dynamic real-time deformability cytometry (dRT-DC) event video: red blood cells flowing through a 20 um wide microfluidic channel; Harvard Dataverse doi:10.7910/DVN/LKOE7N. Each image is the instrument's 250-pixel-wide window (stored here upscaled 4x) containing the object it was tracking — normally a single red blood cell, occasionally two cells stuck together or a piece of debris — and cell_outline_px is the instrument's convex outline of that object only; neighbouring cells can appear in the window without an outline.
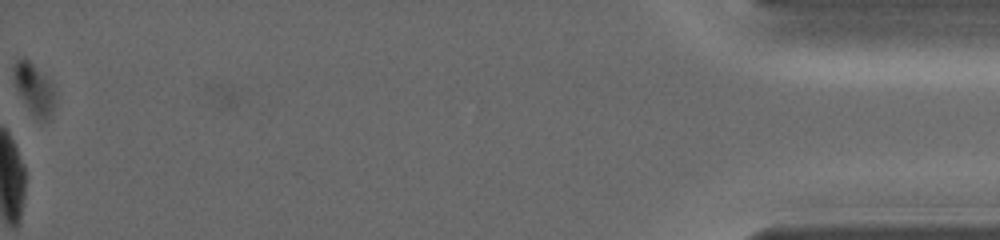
{"species": "common noctule bat (a hibernating species)", "species_latin": "Nyctalus noctula", "temperature_condition": "warm", "stored_images_in_passage": 62, "camera_frame_rate_fps": 5000, "um_per_image_px": 0.085, "animal": {"sex": "female", "body_mass_g": 19.0, "forearm_length_mm": 56.7}, "frame": {"image": 1, "passage_image": 62, "time_ms": 17.8, "image_size_px": [1000, 240], "cell_outline_px": [[52, 108], [48, 116], [44, 120], [36, 120], [28, 108], [16, 88], [12, 76], [12, 68], [16, 60], [24, 56], [52, 84]], "centroid_in_image_um": [2.8, 7.51], "position_along_channel_um": 432.4, "area_um2": 11.68}}